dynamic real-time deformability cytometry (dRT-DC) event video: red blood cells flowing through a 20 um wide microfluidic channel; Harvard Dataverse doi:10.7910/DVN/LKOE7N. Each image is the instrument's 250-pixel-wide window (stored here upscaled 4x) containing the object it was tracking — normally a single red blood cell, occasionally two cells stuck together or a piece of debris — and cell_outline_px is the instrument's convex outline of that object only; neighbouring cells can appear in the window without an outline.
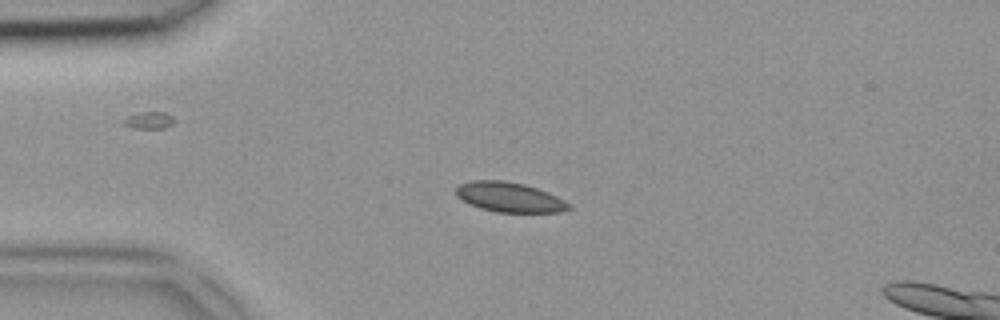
{"species": "common noctule bat (a hibernating species)", "species_latin": "Nyctalus noctula", "temperature_condition": "room temperature", "stored_images_in_passage": 6, "camera_frame_rate_fps": 3000, "um_per_image_px": 0.085, "animal": {"sex": "female", "body_mass_g": 18.4}, "frame": {"image": 1, "passage_image": 4, "time_ms": 1.0, "image_size_px": [1000, 320], "cell_outline_px": [[572, 208], [560, 212], [496, 212], [480, 208], [456, 196], [456, 188], [460, 184], [472, 180], [504, 180], [524, 184], [548, 192], [572, 204]], "centroid_in_image_um": [43.33, 16.76], "position_along_channel_um": 41.7, "area_um2": 19.54}}